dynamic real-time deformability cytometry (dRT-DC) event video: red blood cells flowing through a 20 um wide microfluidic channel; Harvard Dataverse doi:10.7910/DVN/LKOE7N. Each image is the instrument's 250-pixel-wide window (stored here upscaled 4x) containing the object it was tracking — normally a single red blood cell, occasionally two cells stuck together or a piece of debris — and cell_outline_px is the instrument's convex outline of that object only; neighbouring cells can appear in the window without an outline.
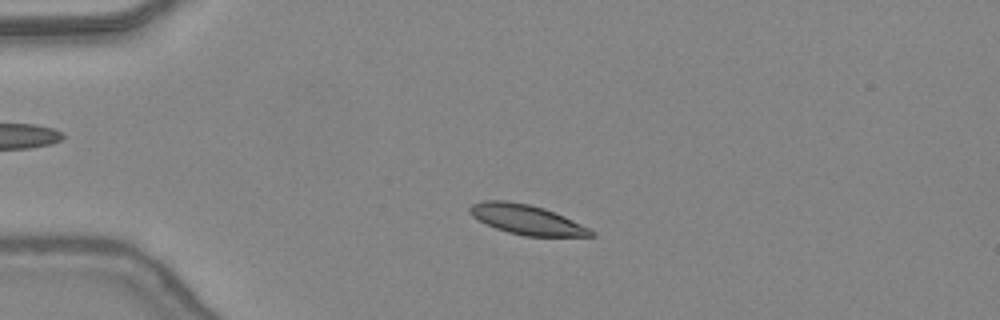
{"species": "common noctule bat (a hibernating species)", "species_latin": "Nyctalus noctula", "temperature_condition": "warm", "stored_images_in_passage": 45, "camera_frame_rate_fps": 3000, "um_per_image_px": 0.085, "animal": {"sex": "female", "body_mass_g": 24.6, "forearm_length_mm": 56.2}, "frame": {"image": 1, "passage_image": 9, "time_ms": 2.667, "image_size_px": [1000, 320], "cell_outline_px": [[596, 236], [524, 236], [508, 232], [496, 228], [472, 216], [468, 212], [468, 208], [472, 204], [484, 200], [504, 200], [528, 204], [544, 208], [564, 216], [596, 232]], "centroid_in_image_um": [44.75, 18.66], "position_along_channel_um": 40.2, "area_um2": 20.81}}
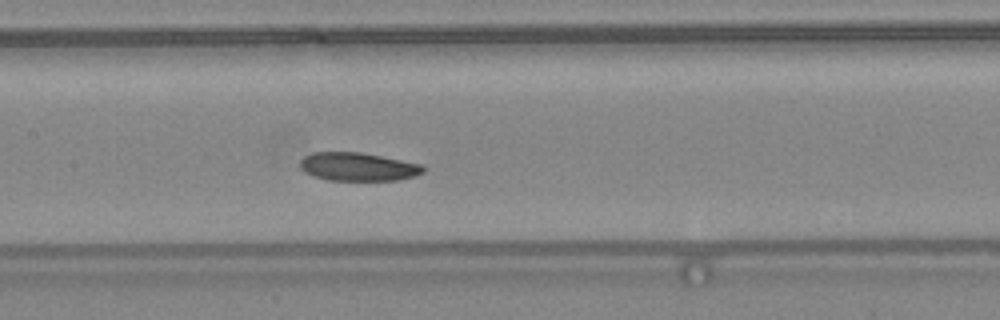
{"frame": {"image": 2, "passage_image": 21, "time_ms": 6.667, "image_size_px": [1000, 320], "cell_outline_px": [[424, 172], [416, 176], [396, 180], [328, 180], [312, 176], [304, 172], [300, 168], [300, 160], [304, 156], [312, 152], [360, 152], [424, 164]], "centroid_in_image_um": [30.42, 14.17], "position_along_channel_um": 177.0, "area_um2": 20.52}}
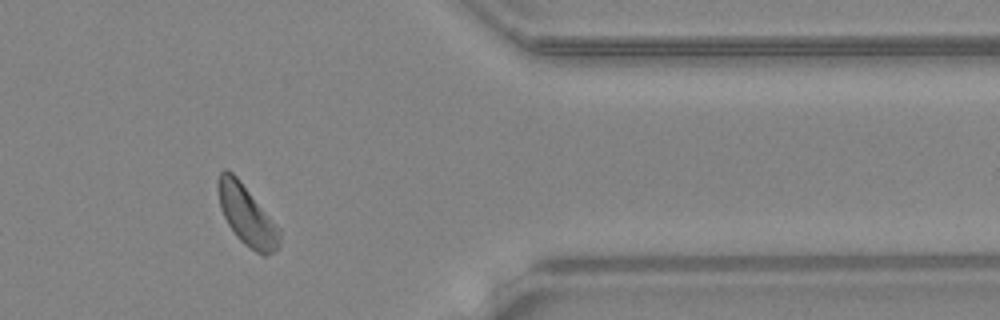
{"frame": {"image": 3, "passage_image": 37, "time_ms": 12.0, "image_size_px": [1000, 320], "cell_outline_px": [[280, 244], [272, 252], [264, 256], [256, 252], [244, 244], [236, 236], [228, 224], [220, 208], [216, 188], [216, 184], [220, 172], [224, 168], [228, 168], [236, 176], [280, 228]], "centroid_in_image_um": [20.95, 18.27], "position_along_channel_um": 390.5, "area_um2": 21.5}, "authors_computed_cell_mechanics": {"area_um2": 21.2704, "velocity_mm_per_s": 4.3524, "shape_relaxation_time_tau1_ms": 2.9783, "shape_relaxation_time_tau2_ms": null, "deformation_change_tau1": 0.0921, "deformation_change_tau2": null}}